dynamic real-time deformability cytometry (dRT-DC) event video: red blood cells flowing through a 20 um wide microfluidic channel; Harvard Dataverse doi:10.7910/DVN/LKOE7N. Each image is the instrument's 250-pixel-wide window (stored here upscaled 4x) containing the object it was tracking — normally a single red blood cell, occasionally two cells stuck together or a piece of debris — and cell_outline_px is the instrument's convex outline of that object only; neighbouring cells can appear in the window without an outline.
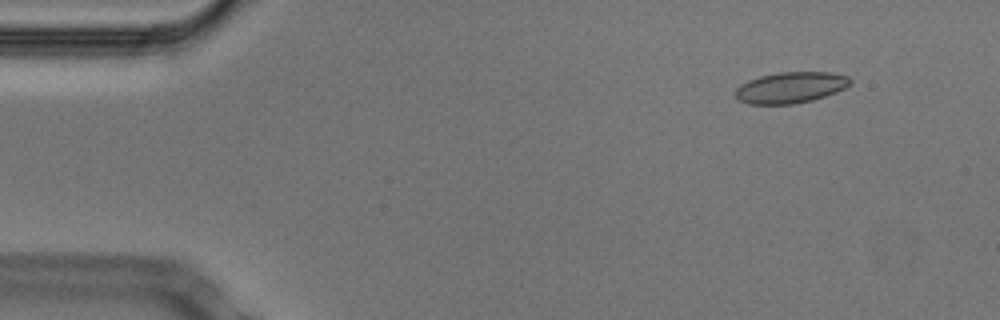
{"species": "Egyptian fruit bat (a non-hibernating species)", "species_latin": "Rousettus aegyptiacus", "temperature_condition": "cold", "stored_images_in_passage": 50, "camera_frame_rate_fps": 3000, "um_per_image_px": 0.085, "animal": {"sex": "male"}, "frame": {"image": 1, "passage_image": 2, "time_ms": 0.333, "image_size_px": [1000, 320], "cell_outline_px": [[852, 84], [836, 92], [812, 100], [792, 104], [748, 104], [736, 100], [736, 88], [740, 84], [748, 80], [760, 76], [780, 72], [832, 72], [848, 76], [852, 80]], "centroid_in_image_um": [67.2, 7.44], "position_along_channel_um": 17.8, "area_um2": 20.92}}
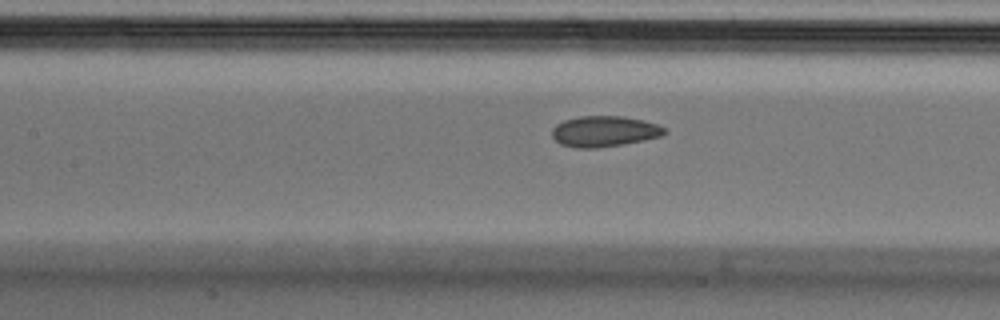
{"frame": {"image": 2, "passage_image": 20, "time_ms": 6.333, "image_size_px": [1000, 320], "cell_outline_px": [[668, 132], [660, 136], [644, 140], [624, 144], [596, 148], [576, 148], [560, 144], [552, 136], [552, 128], [556, 124], [564, 120], [580, 116], [624, 116], [644, 120], [656, 124], [664, 128]], "centroid_in_image_um": [51.35, 11.16], "position_along_channel_um": 156.0, "area_um2": 20.23}}
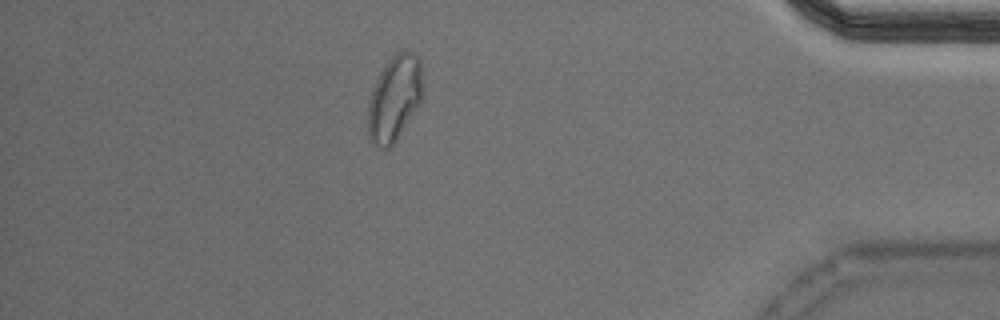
{"frame": {"image": 3, "passage_image": 43, "time_ms": 14.0, "image_size_px": [1000, 320], "cell_outline_px": [[424, 96], [396, 140], [388, 148], [376, 148], [368, 140], [368, 104], [372, 88], [380, 72], [388, 60], [396, 52], [404, 48], [412, 52], [420, 60]], "centroid_in_image_um": [33.52, 8.34], "position_along_channel_um": 401.7, "area_um2": 27.63}, "authors_computed_cell_mechanics": {"area_um2": 20.6924, "velocity_mm_per_s": 3.746, "shape_relaxation_time_tau1_ms": null, "shape_relaxation_time_tau2_ms": 1.7764, "deformation_change_tau1": null, "deformation_change_tau2": 0.0578}}